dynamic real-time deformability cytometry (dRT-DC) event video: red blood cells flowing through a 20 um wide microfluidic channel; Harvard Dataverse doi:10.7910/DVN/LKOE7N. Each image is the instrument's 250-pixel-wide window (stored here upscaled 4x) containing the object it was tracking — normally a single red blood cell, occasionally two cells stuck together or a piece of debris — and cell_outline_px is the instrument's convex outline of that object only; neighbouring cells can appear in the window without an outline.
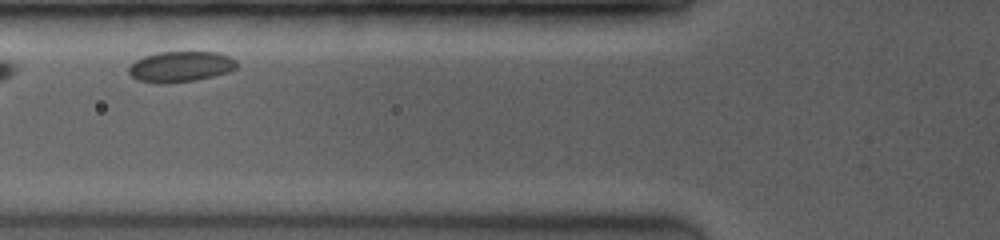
{"species": "common noctule bat (a hibernating species)", "species_latin": "Nyctalus noctula", "temperature_condition": "room temperature", "stored_images_in_passage": 11, "camera_frame_rate_fps": 3500, "um_per_image_px": 0.085, "animal": {"sex": "female", "body_mass_g": 19.0, "forearm_length_mm": 53.3}, "frame": {"image": 1, "passage_image": 8, "time_ms": 1.429, "image_size_px": [1000, 240], "cell_outline_px": [[236, 68], [228, 72], [212, 76], [192, 80], [168, 84], [136, 80], [128, 72], [128, 64], [144, 56], [160, 52], [220, 52], [236, 60]], "centroid_in_image_um": [15.31, 5.66], "position_along_channel_um": 110.5, "area_um2": 19.25}}
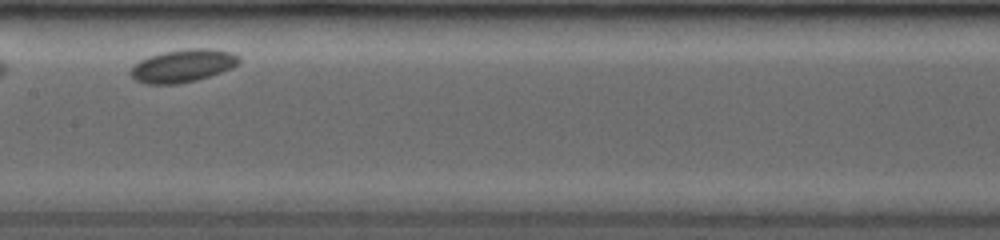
{"frame": {"image": 2, "passage_image": 10, "time_ms": 3.714, "image_size_px": [1000, 240], "cell_outline_px": [[240, 64], [232, 68], [196, 80], [176, 84], [144, 84], [136, 80], [128, 72], [132, 64], [148, 56], [164, 52], [188, 48], [208, 48], [232, 52], [240, 56]], "centroid_in_image_um": [15.53, 5.58], "position_along_channel_um": 191.9, "area_um2": 20.92}}